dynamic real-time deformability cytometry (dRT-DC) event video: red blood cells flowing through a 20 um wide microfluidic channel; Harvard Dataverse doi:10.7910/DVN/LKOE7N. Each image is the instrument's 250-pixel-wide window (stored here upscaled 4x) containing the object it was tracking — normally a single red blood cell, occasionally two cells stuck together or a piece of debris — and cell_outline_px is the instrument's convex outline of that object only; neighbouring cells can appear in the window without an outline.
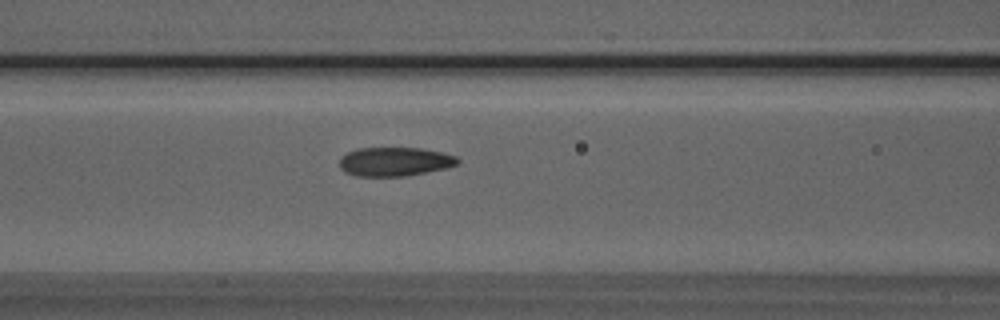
{"species": "Egyptian fruit bat (a non-hibernating species)", "species_latin": "Rousettus aegyptiacus", "temperature_condition": "room temperature", "stored_images_in_passage": 6, "camera_frame_rate_fps": 3000, "um_per_image_px": 0.085, "animal": {"sex": "male"}, "frame": {"image": 1, "passage_image": 6, "time_ms": 6.667, "image_size_px": [1000, 320], "cell_outline_px": [[460, 160], [456, 164], [448, 168], [404, 176], [356, 176], [344, 172], [340, 168], [340, 156], [356, 148], [424, 148], [456, 156]], "centroid_in_image_um": [33.53, 13.74], "position_along_channel_um": 133.1, "area_um2": 20.0}}